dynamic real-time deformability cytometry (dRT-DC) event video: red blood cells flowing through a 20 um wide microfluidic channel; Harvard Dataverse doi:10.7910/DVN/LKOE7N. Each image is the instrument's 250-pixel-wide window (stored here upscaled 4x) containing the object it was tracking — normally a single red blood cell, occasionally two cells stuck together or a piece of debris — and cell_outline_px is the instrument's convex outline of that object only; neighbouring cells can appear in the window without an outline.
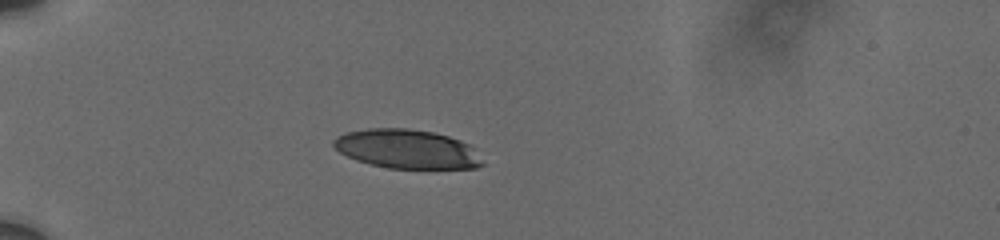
{"species": "human", "species_latin": "Homo sapiens", "temperature_condition": "cold", "stored_images_in_passage": 5, "camera_frame_rate_fps": 3000, "um_per_image_px": 0.085, "donor": {"sex": "male"}, "frame": {"image": 1, "passage_image": 3, "time_ms": 1.667, "image_size_px": [1000, 240], "cell_outline_px": [[488, 164], [476, 168], [388, 168], [356, 160], [340, 152], [332, 144], [332, 140], [336, 136], [348, 132], [368, 128], [408, 128], [432, 132], [448, 136], [460, 140], [476, 148]], "centroid_in_image_um": [34.66, 12.67], "position_along_channel_um": 50.3, "area_um2": 34.16}}
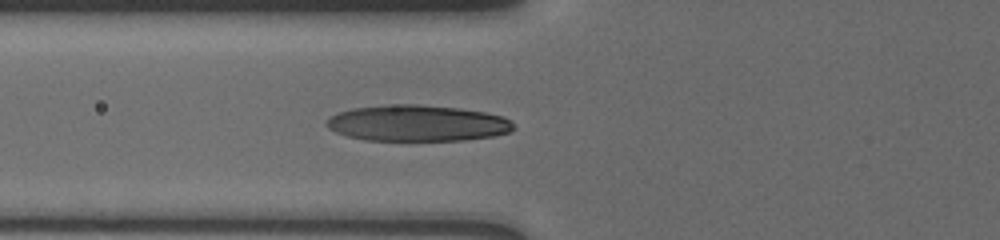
{"frame": {"image": 2, "passage_image": 5, "time_ms": 3.667, "image_size_px": [1000, 240], "cell_outline_px": [[516, 128], [508, 132], [492, 136], [464, 140], [364, 140], [348, 136], [336, 132], [328, 128], [324, 124], [332, 116], [340, 112], [352, 108], [388, 104], [416, 104], [460, 108], [484, 112], [500, 116], [508, 120]], "centroid_in_image_um": [35.45, 10.47], "position_along_channel_um": 90.4, "area_um2": 39.19}}